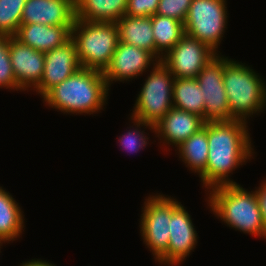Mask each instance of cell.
<instances>
[{
    "mask_svg": "<svg viewBox=\"0 0 266 266\" xmlns=\"http://www.w3.org/2000/svg\"><path fill=\"white\" fill-rule=\"evenodd\" d=\"M247 121H208V157L205 172L200 176L208 190L224 184H236L230 173L253 155ZM229 174V175H228Z\"/></svg>",
    "mask_w": 266,
    "mask_h": 266,
    "instance_id": "obj_1",
    "label": "cell"
},
{
    "mask_svg": "<svg viewBox=\"0 0 266 266\" xmlns=\"http://www.w3.org/2000/svg\"><path fill=\"white\" fill-rule=\"evenodd\" d=\"M109 88L101 71L80 68L51 88L42 100L62 113L95 114L107 103Z\"/></svg>",
    "mask_w": 266,
    "mask_h": 266,
    "instance_id": "obj_2",
    "label": "cell"
},
{
    "mask_svg": "<svg viewBox=\"0 0 266 266\" xmlns=\"http://www.w3.org/2000/svg\"><path fill=\"white\" fill-rule=\"evenodd\" d=\"M207 191L210 192L208 206L215 216L235 230L266 239L254 191L248 192L238 183L219 185Z\"/></svg>",
    "mask_w": 266,
    "mask_h": 266,
    "instance_id": "obj_3",
    "label": "cell"
},
{
    "mask_svg": "<svg viewBox=\"0 0 266 266\" xmlns=\"http://www.w3.org/2000/svg\"><path fill=\"white\" fill-rule=\"evenodd\" d=\"M223 83L230 120L246 121L266 108V83L245 63L231 59L224 67Z\"/></svg>",
    "mask_w": 266,
    "mask_h": 266,
    "instance_id": "obj_4",
    "label": "cell"
},
{
    "mask_svg": "<svg viewBox=\"0 0 266 266\" xmlns=\"http://www.w3.org/2000/svg\"><path fill=\"white\" fill-rule=\"evenodd\" d=\"M82 68L104 72L119 42L116 22H87L75 19L71 29Z\"/></svg>",
    "mask_w": 266,
    "mask_h": 266,
    "instance_id": "obj_5",
    "label": "cell"
},
{
    "mask_svg": "<svg viewBox=\"0 0 266 266\" xmlns=\"http://www.w3.org/2000/svg\"><path fill=\"white\" fill-rule=\"evenodd\" d=\"M151 70L135 101L131 117L155 126L174 107V76L161 61Z\"/></svg>",
    "mask_w": 266,
    "mask_h": 266,
    "instance_id": "obj_6",
    "label": "cell"
},
{
    "mask_svg": "<svg viewBox=\"0 0 266 266\" xmlns=\"http://www.w3.org/2000/svg\"><path fill=\"white\" fill-rule=\"evenodd\" d=\"M226 0H192L184 21L185 34L218 52L227 28Z\"/></svg>",
    "mask_w": 266,
    "mask_h": 266,
    "instance_id": "obj_7",
    "label": "cell"
},
{
    "mask_svg": "<svg viewBox=\"0 0 266 266\" xmlns=\"http://www.w3.org/2000/svg\"><path fill=\"white\" fill-rule=\"evenodd\" d=\"M179 203L176 199L165 197L163 194L150 195L145 199L141 211L140 233L155 261L168 249L171 213Z\"/></svg>",
    "mask_w": 266,
    "mask_h": 266,
    "instance_id": "obj_8",
    "label": "cell"
},
{
    "mask_svg": "<svg viewBox=\"0 0 266 266\" xmlns=\"http://www.w3.org/2000/svg\"><path fill=\"white\" fill-rule=\"evenodd\" d=\"M231 60L219 54L196 77L204 96V121H229L230 108L223 83L225 65Z\"/></svg>",
    "mask_w": 266,
    "mask_h": 266,
    "instance_id": "obj_9",
    "label": "cell"
},
{
    "mask_svg": "<svg viewBox=\"0 0 266 266\" xmlns=\"http://www.w3.org/2000/svg\"><path fill=\"white\" fill-rule=\"evenodd\" d=\"M218 53L198 39L184 35L161 62L174 78H196Z\"/></svg>",
    "mask_w": 266,
    "mask_h": 266,
    "instance_id": "obj_10",
    "label": "cell"
},
{
    "mask_svg": "<svg viewBox=\"0 0 266 266\" xmlns=\"http://www.w3.org/2000/svg\"><path fill=\"white\" fill-rule=\"evenodd\" d=\"M169 231L168 249L157 262L161 265L178 266L195 249L198 239L191 216L181 202L171 213Z\"/></svg>",
    "mask_w": 266,
    "mask_h": 266,
    "instance_id": "obj_11",
    "label": "cell"
},
{
    "mask_svg": "<svg viewBox=\"0 0 266 266\" xmlns=\"http://www.w3.org/2000/svg\"><path fill=\"white\" fill-rule=\"evenodd\" d=\"M158 62L151 52L119 41L110 65L103 72L106 84L109 88L113 81L137 78L146 72L151 63L155 66Z\"/></svg>",
    "mask_w": 266,
    "mask_h": 266,
    "instance_id": "obj_12",
    "label": "cell"
},
{
    "mask_svg": "<svg viewBox=\"0 0 266 266\" xmlns=\"http://www.w3.org/2000/svg\"><path fill=\"white\" fill-rule=\"evenodd\" d=\"M80 68L76 45L70 37L61 46L45 52L43 77L33 90L43 97L51 88L63 82Z\"/></svg>",
    "mask_w": 266,
    "mask_h": 266,
    "instance_id": "obj_13",
    "label": "cell"
},
{
    "mask_svg": "<svg viewBox=\"0 0 266 266\" xmlns=\"http://www.w3.org/2000/svg\"><path fill=\"white\" fill-rule=\"evenodd\" d=\"M8 52L18 87L32 90L40 83L45 65V53L8 36ZM28 88V89H27Z\"/></svg>",
    "mask_w": 266,
    "mask_h": 266,
    "instance_id": "obj_14",
    "label": "cell"
},
{
    "mask_svg": "<svg viewBox=\"0 0 266 266\" xmlns=\"http://www.w3.org/2000/svg\"><path fill=\"white\" fill-rule=\"evenodd\" d=\"M75 0H26L21 24L73 25Z\"/></svg>",
    "mask_w": 266,
    "mask_h": 266,
    "instance_id": "obj_15",
    "label": "cell"
},
{
    "mask_svg": "<svg viewBox=\"0 0 266 266\" xmlns=\"http://www.w3.org/2000/svg\"><path fill=\"white\" fill-rule=\"evenodd\" d=\"M204 123V119L199 115L173 107L155 125V134L160 136L164 145L166 143L168 146L170 144L177 147L202 128Z\"/></svg>",
    "mask_w": 266,
    "mask_h": 266,
    "instance_id": "obj_16",
    "label": "cell"
},
{
    "mask_svg": "<svg viewBox=\"0 0 266 266\" xmlns=\"http://www.w3.org/2000/svg\"><path fill=\"white\" fill-rule=\"evenodd\" d=\"M72 27L73 25L21 24L14 37L45 53L65 43L71 37Z\"/></svg>",
    "mask_w": 266,
    "mask_h": 266,
    "instance_id": "obj_17",
    "label": "cell"
},
{
    "mask_svg": "<svg viewBox=\"0 0 266 266\" xmlns=\"http://www.w3.org/2000/svg\"><path fill=\"white\" fill-rule=\"evenodd\" d=\"M128 0H75V19L117 22L126 14Z\"/></svg>",
    "mask_w": 266,
    "mask_h": 266,
    "instance_id": "obj_18",
    "label": "cell"
},
{
    "mask_svg": "<svg viewBox=\"0 0 266 266\" xmlns=\"http://www.w3.org/2000/svg\"><path fill=\"white\" fill-rule=\"evenodd\" d=\"M119 41L151 52L155 56V40L151 17L124 15L116 22Z\"/></svg>",
    "mask_w": 266,
    "mask_h": 266,
    "instance_id": "obj_19",
    "label": "cell"
},
{
    "mask_svg": "<svg viewBox=\"0 0 266 266\" xmlns=\"http://www.w3.org/2000/svg\"><path fill=\"white\" fill-rule=\"evenodd\" d=\"M153 37L155 40V57L161 61L185 35L184 23L177 19L162 16H151Z\"/></svg>",
    "mask_w": 266,
    "mask_h": 266,
    "instance_id": "obj_20",
    "label": "cell"
},
{
    "mask_svg": "<svg viewBox=\"0 0 266 266\" xmlns=\"http://www.w3.org/2000/svg\"><path fill=\"white\" fill-rule=\"evenodd\" d=\"M24 215L12 195L0 187V247L22 235Z\"/></svg>",
    "mask_w": 266,
    "mask_h": 266,
    "instance_id": "obj_21",
    "label": "cell"
},
{
    "mask_svg": "<svg viewBox=\"0 0 266 266\" xmlns=\"http://www.w3.org/2000/svg\"><path fill=\"white\" fill-rule=\"evenodd\" d=\"M179 158L191 171L199 174L205 172L208 157L207 122L203 127L177 146Z\"/></svg>",
    "mask_w": 266,
    "mask_h": 266,
    "instance_id": "obj_22",
    "label": "cell"
},
{
    "mask_svg": "<svg viewBox=\"0 0 266 266\" xmlns=\"http://www.w3.org/2000/svg\"><path fill=\"white\" fill-rule=\"evenodd\" d=\"M174 108L199 115L204 119V96L196 78H174Z\"/></svg>",
    "mask_w": 266,
    "mask_h": 266,
    "instance_id": "obj_23",
    "label": "cell"
},
{
    "mask_svg": "<svg viewBox=\"0 0 266 266\" xmlns=\"http://www.w3.org/2000/svg\"><path fill=\"white\" fill-rule=\"evenodd\" d=\"M26 0H0V35L14 36L21 25Z\"/></svg>",
    "mask_w": 266,
    "mask_h": 266,
    "instance_id": "obj_24",
    "label": "cell"
},
{
    "mask_svg": "<svg viewBox=\"0 0 266 266\" xmlns=\"http://www.w3.org/2000/svg\"><path fill=\"white\" fill-rule=\"evenodd\" d=\"M132 123H134L135 128L128 130L125 134H123L121 137H119V144L122 146L124 150H127L128 152H135L137 153L139 149H145L146 145L148 144V136L145 135V130L141 131L142 126H146L145 128H149L150 130H153L155 132V126L150 125L148 123H145L143 121L134 119L131 117ZM137 125V126H136ZM141 126V127H140Z\"/></svg>",
    "mask_w": 266,
    "mask_h": 266,
    "instance_id": "obj_25",
    "label": "cell"
},
{
    "mask_svg": "<svg viewBox=\"0 0 266 266\" xmlns=\"http://www.w3.org/2000/svg\"><path fill=\"white\" fill-rule=\"evenodd\" d=\"M0 88L20 90L13 72L8 52V36L0 35Z\"/></svg>",
    "mask_w": 266,
    "mask_h": 266,
    "instance_id": "obj_26",
    "label": "cell"
},
{
    "mask_svg": "<svg viewBox=\"0 0 266 266\" xmlns=\"http://www.w3.org/2000/svg\"><path fill=\"white\" fill-rule=\"evenodd\" d=\"M192 0H160L157 15L167 16L184 23Z\"/></svg>",
    "mask_w": 266,
    "mask_h": 266,
    "instance_id": "obj_27",
    "label": "cell"
},
{
    "mask_svg": "<svg viewBox=\"0 0 266 266\" xmlns=\"http://www.w3.org/2000/svg\"><path fill=\"white\" fill-rule=\"evenodd\" d=\"M160 0H128L126 14L131 17H151L157 13Z\"/></svg>",
    "mask_w": 266,
    "mask_h": 266,
    "instance_id": "obj_28",
    "label": "cell"
},
{
    "mask_svg": "<svg viewBox=\"0 0 266 266\" xmlns=\"http://www.w3.org/2000/svg\"><path fill=\"white\" fill-rule=\"evenodd\" d=\"M254 192L261 211L266 235V180H264V182L261 183V186H259Z\"/></svg>",
    "mask_w": 266,
    "mask_h": 266,
    "instance_id": "obj_29",
    "label": "cell"
},
{
    "mask_svg": "<svg viewBox=\"0 0 266 266\" xmlns=\"http://www.w3.org/2000/svg\"><path fill=\"white\" fill-rule=\"evenodd\" d=\"M20 266H56V265H54V264H52V263H48V261H46V260H40V259H37V260H35V259H32V260H30V261H27V262H23Z\"/></svg>",
    "mask_w": 266,
    "mask_h": 266,
    "instance_id": "obj_30",
    "label": "cell"
}]
</instances>
